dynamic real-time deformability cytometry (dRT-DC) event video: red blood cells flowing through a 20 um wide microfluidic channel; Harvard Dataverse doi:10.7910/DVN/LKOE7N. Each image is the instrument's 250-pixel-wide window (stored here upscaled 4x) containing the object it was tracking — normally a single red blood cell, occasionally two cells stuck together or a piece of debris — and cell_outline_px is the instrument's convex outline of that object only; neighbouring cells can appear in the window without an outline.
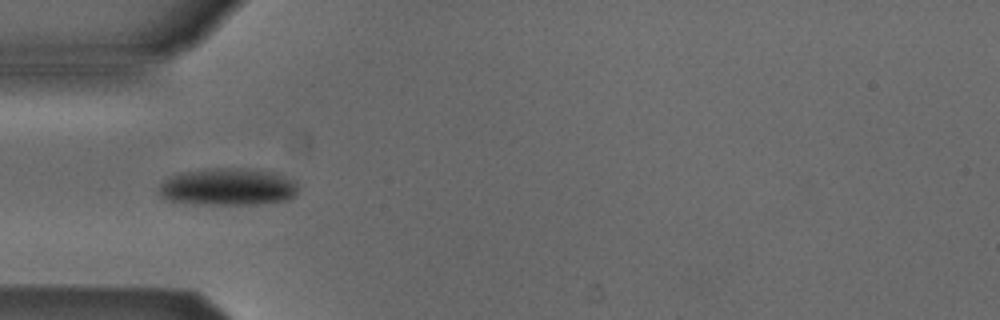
{"species": "Egyptian fruit bat (a non-hibernating species)", "species_latin": "Rousettus aegyptiacus", "temperature_condition": "cold", "stored_images_in_passage": 7, "camera_frame_rate_fps": 3000, "um_per_image_px": 0.085, "animal": {"sex": "male"}, "frame": {"image": 1, "passage_image": 4, "time_ms": 1.0, "image_size_px": [1000, 320], "cell_outline_px": [[296, 196], [288, 200], [256, 204], [204, 204], [164, 200], [160, 196], [160, 184], [164, 180], [172, 176], [184, 172], [212, 168], [244, 168], [280, 172], [296, 180]], "centroid_in_image_um": [19.44, 15.87], "position_along_channel_um": 65.6, "area_um2": 30.46}}
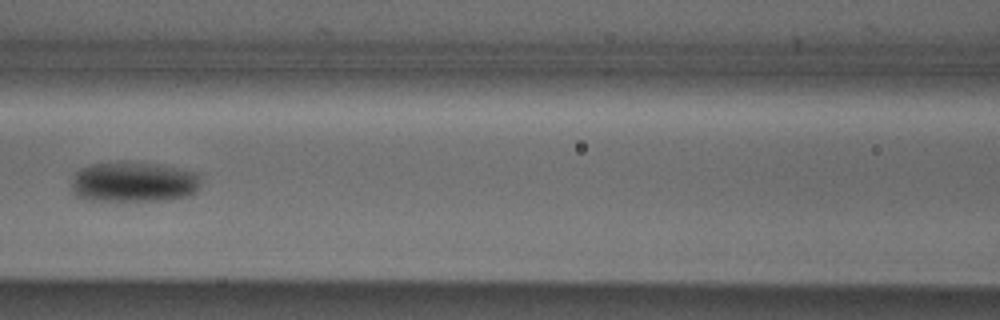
{"frame": {"image": 2, "passage_image": 6, "time_ms": 1.667, "image_size_px": [1000, 320], "cell_outline_px": [[200, 180], [196, 192], [188, 196], [168, 200], [84, 200], [76, 196], [72, 192], [72, 176], [80, 168], [88, 164], [124, 160], [152, 164], [200, 172]], "centroid_in_image_um": [11.32, 15.45], "position_along_channel_um": 155.3, "area_um2": 30.92}}
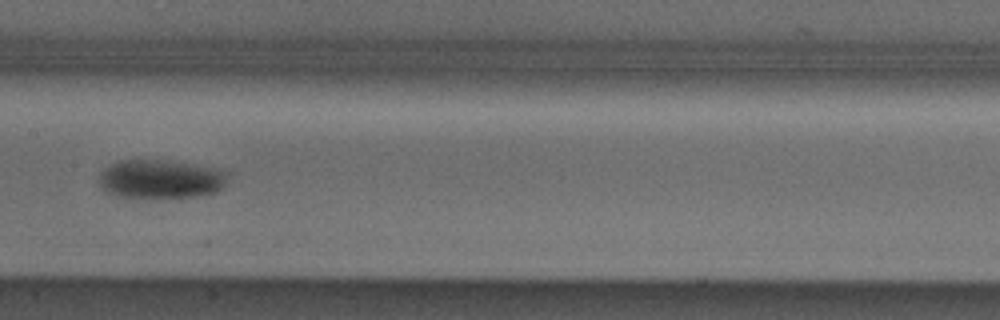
{"frame": {"image": 3, "passage_image": 7, "time_ms": 2.0, "image_size_px": [1000, 320], "cell_outline_px": [[228, 172], [224, 184], [216, 192], [200, 196], [164, 200], [120, 196], [108, 192], [100, 188], [100, 172], [104, 168], [120, 160], [156, 160], [184, 164]], "centroid_in_image_um": [13.59, 15.28], "position_along_channel_um": 193.8, "area_um2": 29.02}}